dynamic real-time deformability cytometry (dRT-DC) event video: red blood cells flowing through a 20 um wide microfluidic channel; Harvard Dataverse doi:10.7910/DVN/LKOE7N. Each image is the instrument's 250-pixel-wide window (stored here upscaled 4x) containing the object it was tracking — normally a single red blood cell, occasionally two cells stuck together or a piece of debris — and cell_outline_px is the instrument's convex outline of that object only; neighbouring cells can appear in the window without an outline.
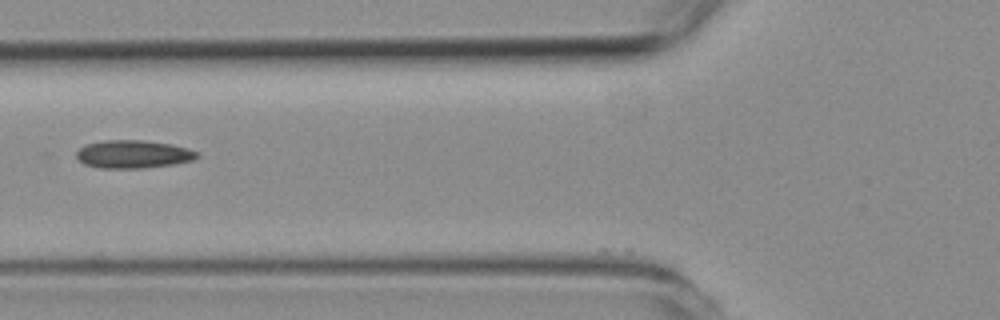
{"species": "common noctule bat (a hibernating species)", "species_latin": "Nyctalus noctula", "temperature_condition": "room temperature", "stored_images_in_passage": 37, "camera_frame_rate_fps": 3000, "um_per_image_px": 0.085, "animal": {"sex": "female", "body_mass_g": 19.3, "forearm_length_mm": 54.1}, "frame": {"image": 1, "passage_image": 2, "time_ms": 0.333, "image_size_px": [1000, 320], "cell_outline_px": [[200, 156], [196, 160], [172, 164], [144, 168], [100, 168], [84, 164], [76, 156], [76, 152], [84, 144], [104, 140], [144, 140], [172, 144], [188, 148], [200, 152]], "centroid_in_image_um": [11.36, 13.1], "position_along_channel_um": 114.4, "area_um2": 19.94}}
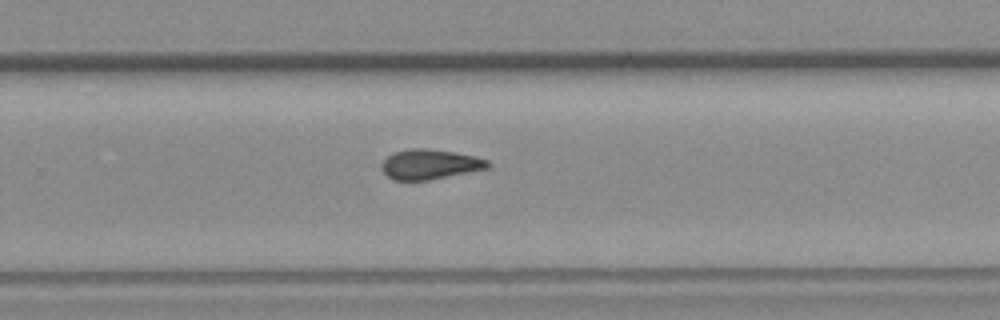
{"frame": {"image": 2, "passage_image": 17, "time_ms": 5.333, "image_size_px": [1000, 320], "cell_outline_px": [[492, 164], [488, 168], [428, 180], [392, 180], [380, 168], [380, 164], [388, 156], [396, 152], [408, 148], [424, 148], [452, 152], [476, 156], [488, 160]], "centroid_in_image_um": [36.53, 13.96], "position_along_channel_um": 293.3, "area_um2": 18.44}}
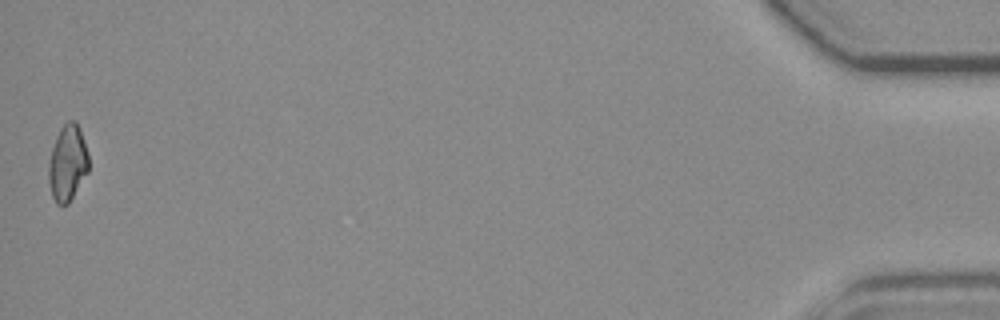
{"frame": {"image": 3, "passage_image": 37, "time_ms": 12.0, "image_size_px": [1000, 320], "cell_outline_px": [[88, 172], [68, 204], [56, 204], [52, 196], [48, 180], [48, 164], [52, 148], [56, 136], [60, 128], [68, 120], [76, 120], [80, 128], [88, 152]], "centroid_in_image_um": [5.74, 13.83], "position_along_channel_um": 429.5, "area_um2": 17.86}, "authors_computed_cell_mechanics": {"area_um2": 18.3804, "velocity_mm_per_s": 3.5816, "shape_relaxation_time_tau1_ms": null, "shape_relaxation_time_tau2_ms": 2.8087, "deformation_change_tau1": null, "deformation_change_tau2": 0.055}}